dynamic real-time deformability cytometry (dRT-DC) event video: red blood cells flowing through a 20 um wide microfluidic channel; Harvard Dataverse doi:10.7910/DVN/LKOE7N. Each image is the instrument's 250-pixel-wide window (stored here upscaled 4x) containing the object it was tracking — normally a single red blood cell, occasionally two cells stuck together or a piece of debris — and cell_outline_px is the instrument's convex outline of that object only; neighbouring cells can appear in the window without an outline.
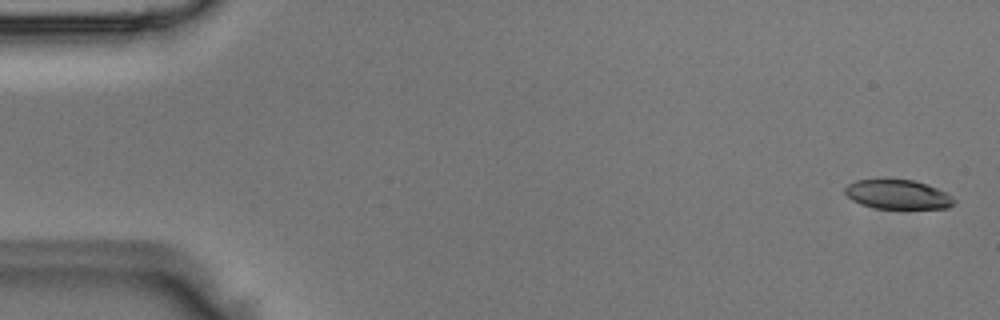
{"species": "Egyptian fruit bat (a non-hibernating species)", "species_latin": "Rousettus aegyptiacus", "temperature_condition": "room temperature", "stored_images_in_passage": 4, "camera_frame_rate_fps": 3000, "um_per_image_px": 0.085, "animal": {"sex": "male"}, "frame": {"image": 1, "passage_image": 1, "time_ms": 0.0, "image_size_px": [1000, 320], "cell_outline_px": [[956, 200], [948, 208], [876, 208], [860, 204], [852, 200], [844, 192], [844, 188], [848, 184], [856, 180], [912, 180], [936, 188], [952, 196]], "centroid_in_image_um": [76.28, 16.54], "position_along_channel_um": 8.7, "area_um2": 18.26}}